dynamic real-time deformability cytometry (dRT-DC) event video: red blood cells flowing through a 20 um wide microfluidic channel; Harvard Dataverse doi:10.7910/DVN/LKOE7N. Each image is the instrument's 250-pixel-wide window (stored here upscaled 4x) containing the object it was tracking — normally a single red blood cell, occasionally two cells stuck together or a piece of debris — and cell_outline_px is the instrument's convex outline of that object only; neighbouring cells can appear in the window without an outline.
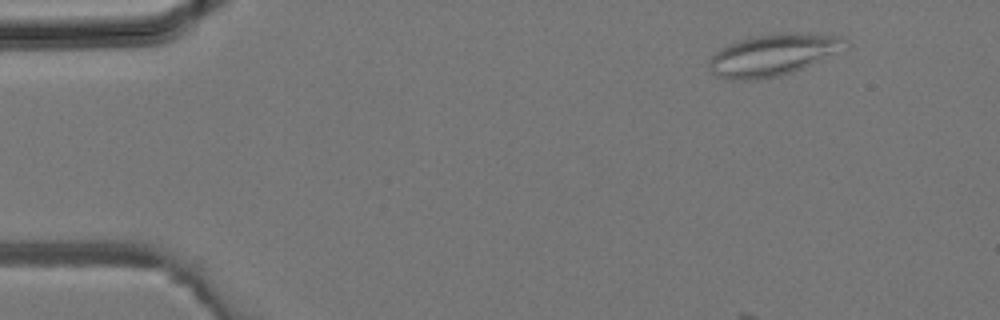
{"species": "common noctule bat (a hibernating species)", "species_latin": "Nyctalus noctula", "temperature_condition": "room temperature", "stored_images_in_passage": 12, "camera_frame_rate_fps": 3000, "um_per_image_px": 0.085, "animal": {"sex": "male", "body_mass_g": 19.2, "forearm_length_mm": 51.8}, "frame": {"image": 1, "passage_image": 4, "time_ms": 1.0, "image_size_px": [1000, 320], "cell_outline_px": [[852, 44], [804, 68], [780, 76], [760, 80], [732, 80], [716, 76], [708, 68], [708, 60], [720, 48], [728, 44], [752, 36], [784, 32], [808, 32], [840, 36], [848, 40]], "centroid_in_image_um": [65.71, 4.66], "position_along_channel_um": 19.3, "area_um2": 33.58}}